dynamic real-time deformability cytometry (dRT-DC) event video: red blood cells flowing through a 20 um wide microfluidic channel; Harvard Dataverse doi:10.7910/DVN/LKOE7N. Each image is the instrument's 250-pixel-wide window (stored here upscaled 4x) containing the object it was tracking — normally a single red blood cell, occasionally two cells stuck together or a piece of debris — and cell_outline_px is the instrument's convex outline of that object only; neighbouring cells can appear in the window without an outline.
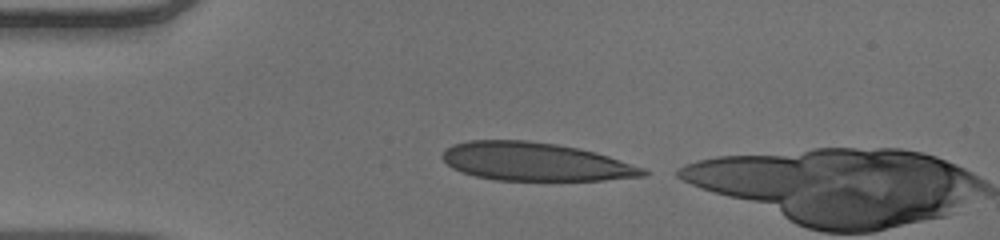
{"species": "human", "species_latin": "Homo sapiens", "temperature_condition": "warm", "stored_images_in_passage": 4, "camera_frame_rate_fps": 3000, "um_per_image_px": 0.085, "donor": {"sex": "male"}, "frame": {"image": 1, "passage_image": 1, "time_ms": 0.0, "image_size_px": [1000, 240], "cell_outline_px": [[648, 176], [604, 180], [496, 180], [476, 176], [460, 172], [452, 168], [440, 156], [452, 144], [468, 140], [528, 140], [556, 144], [596, 152], [644, 168], [648, 172]], "centroid_in_image_um": [45.49, 13.74], "position_along_channel_um": 39.5, "area_um2": 44.74}}